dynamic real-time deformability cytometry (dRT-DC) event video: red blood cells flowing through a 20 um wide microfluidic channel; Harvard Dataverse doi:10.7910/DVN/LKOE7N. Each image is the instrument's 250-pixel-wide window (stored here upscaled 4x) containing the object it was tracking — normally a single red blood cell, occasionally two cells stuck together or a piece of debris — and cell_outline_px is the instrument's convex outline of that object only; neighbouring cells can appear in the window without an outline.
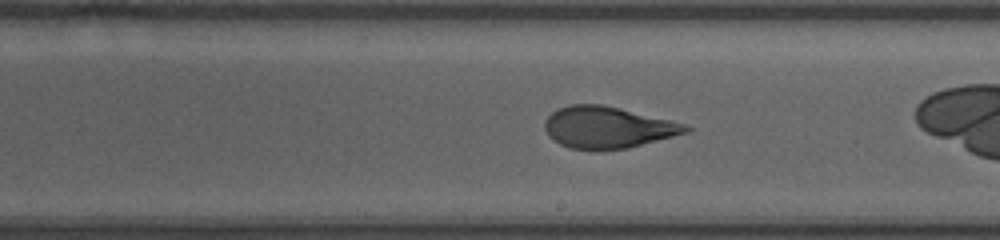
{"species": "human", "species_latin": "Homo sapiens", "temperature_condition": "room temperature", "stored_images_in_passage": 39, "camera_frame_rate_fps": 3000, "um_per_image_px": 0.085, "donor": {"sex": "female"}, "frame": {"image": 1, "passage_image": 28, "time_ms": 9.0, "image_size_px": [1000, 240], "cell_outline_px": [[692, 128], [688, 132], [628, 148], [568, 148], [560, 144], [548, 136], [544, 128], [544, 120], [552, 112], [560, 108], [572, 104], [600, 104], [668, 120], [684, 124]], "centroid_in_image_um": [51.6, 10.82], "position_along_channel_um": 237.4, "area_um2": 33.29}}
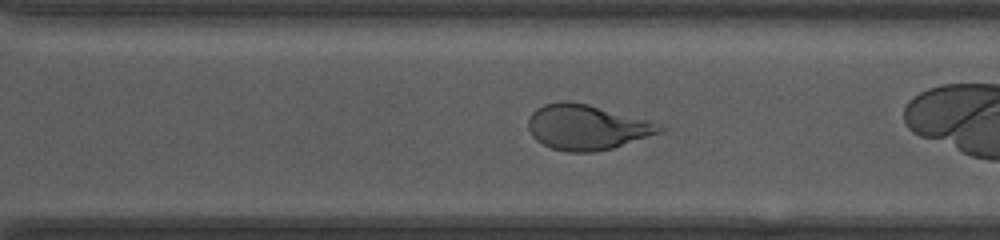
{"frame": {"image": 2, "passage_image": 34, "time_ms": 11.0, "image_size_px": [1000, 240], "cell_outline_px": [[668, 128], [664, 132], [612, 148], [592, 152], [568, 152], [552, 148], [536, 140], [532, 136], [528, 128], [528, 116], [536, 108], [544, 104], [560, 100], [568, 100], [588, 104], [644, 120]], "centroid_in_image_um": [49.83, 10.81], "position_along_channel_um": 320.8, "area_um2": 34.45}}